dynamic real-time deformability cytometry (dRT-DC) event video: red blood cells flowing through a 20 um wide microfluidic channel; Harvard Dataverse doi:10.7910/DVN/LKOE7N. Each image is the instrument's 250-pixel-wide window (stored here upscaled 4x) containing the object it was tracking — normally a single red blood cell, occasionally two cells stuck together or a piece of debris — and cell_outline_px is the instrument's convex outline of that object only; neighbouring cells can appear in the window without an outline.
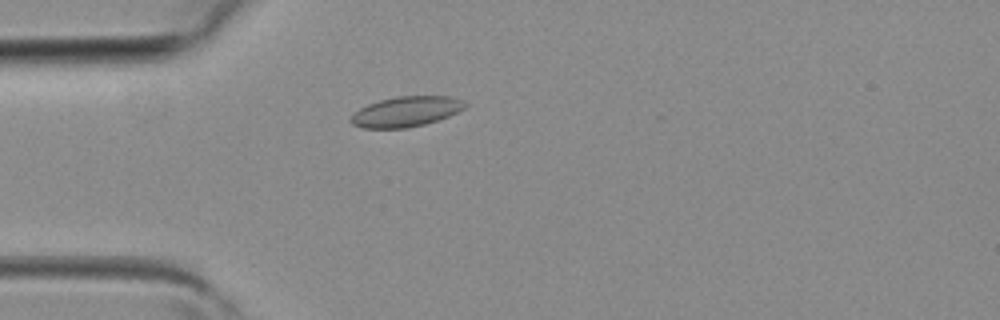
{"species": "common noctule bat (a hibernating species)", "species_latin": "Nyctalus noctula", "temperature_condition": "room temperature", "stored_images_in_passage": 1, "camera_frame_rate_fps": 3000, "um_per_image_px": 0.085, "animal": {"sex": "female", "body_mass_g": 19.3, "forearm_length_mm": 54.1}, "frame": {"image": 1, "passage_image": 1, "time_ms": 0.0, "image_size_px": [1000, 320], "cell_outline_px": [[468, 104], [464, 108], [448, 116], [424, 124], [408, 128], [360, 128], [352, 124], [348, 120], [360, 108], [368, 104], [380, 100], [396, 96], [448, 96], [464, 100]], "centroid_in_image_um": [34.5, 9.48], "position_along_channel_um": 50.5, "area_um2": 20.06}}